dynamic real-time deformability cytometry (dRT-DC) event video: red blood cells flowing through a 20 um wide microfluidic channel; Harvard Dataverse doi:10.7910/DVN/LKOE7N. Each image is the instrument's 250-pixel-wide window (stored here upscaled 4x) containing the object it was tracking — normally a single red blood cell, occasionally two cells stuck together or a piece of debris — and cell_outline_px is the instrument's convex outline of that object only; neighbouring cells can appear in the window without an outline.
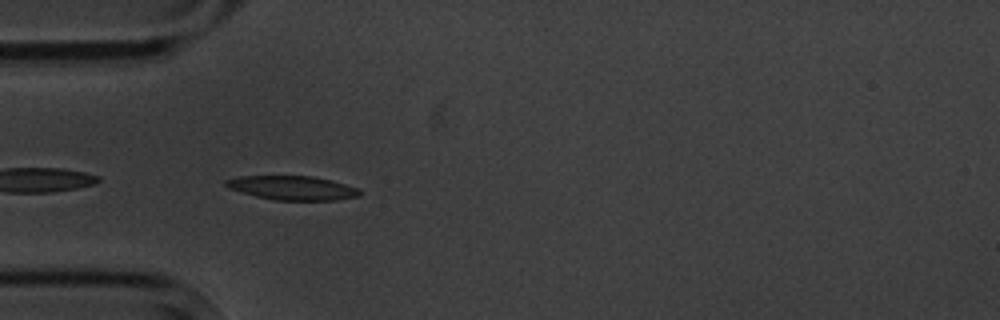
{"species": "common noctule bat (a hibernating species)", "species_latin": "Nyctalus noctula", "temperature_condition": "cold", "stored_images_in_passage": 4, "camera_frame_rate_fps": 3000, "um_per_image_px": 0.085, "animal": {"sex": "male", "body_mass_g": 20.1, "forearm_length_mm": 53.5}, "frame": {"image": 1, "passage_image": 3, "time_ms": 2.333, "image_size_px": [1000, 320], "cell_outline_px": [[360, 196], [336, 200], [276, 200], [256, 196], [228, 188], [224, 184], [224, 180], [236, 176], [312, 176], [332, 180], [356, 188], [360, 192]], "centroid_in_image_um": [24.82, 15.96], "position_along_channel_um": 60.2, "area_um2": 18.67}}
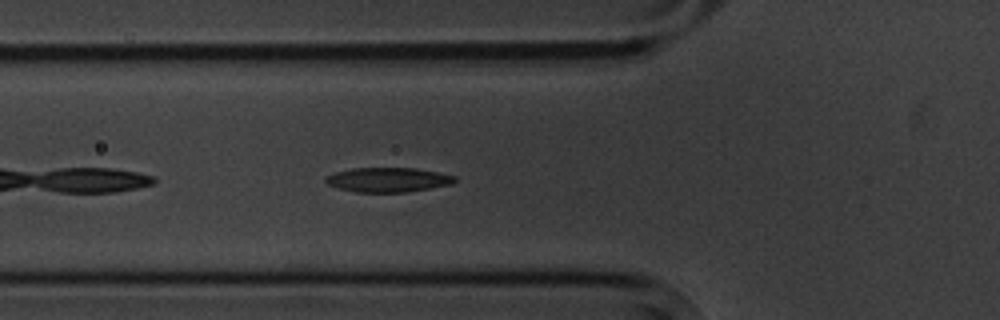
{"frame": {"image": 2, "passage_image": 4, "time_ms": 3.333, "image_size_px": [1000, 320], "cell_outline_px": [[456, 180], [452, 184], [404, 192], [356, 192], [340, 188], [328, 184], [324, 180], [324, 176], [336, 172], [352, 168], [416, 168], [456, 176]], "centroid_in_image_um": [32.95, 15.27], "position_along_channel_um": 92.8, "area_um2": 18.26}}